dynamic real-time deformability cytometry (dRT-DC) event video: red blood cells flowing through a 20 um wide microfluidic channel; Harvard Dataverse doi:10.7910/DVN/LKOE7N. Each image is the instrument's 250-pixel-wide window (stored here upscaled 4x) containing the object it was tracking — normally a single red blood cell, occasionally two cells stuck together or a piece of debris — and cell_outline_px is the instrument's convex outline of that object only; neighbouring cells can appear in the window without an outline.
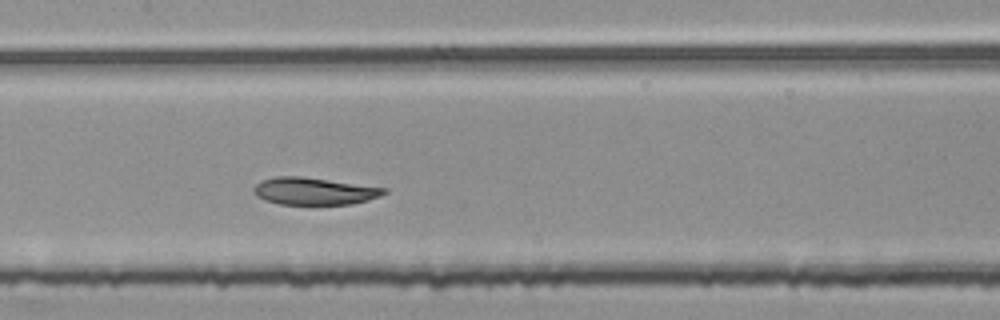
{"species": "common noctule bat (a hibernating species)", "species_latin": "Nyctalus noctula", "temperature_condition": "room temperature", "stored_images_in_passage": 43, "segment_of_instrument_passage": [2, 2], "camera_frame_rate_fps": 3000, "um_per_image_px": 0.085, "animal": {"sex": "female", "body_mass_g": 25.1}, "frame": {"image": 1, "passage_image": 20, "time_ms": 6.333, "image_size_px": [1000, 320], "cell_outline_px": [[388, 192], [380, 196], [368, 200], [352, 204], [280, 204], [256, 196], [252, 192], [252, 188], [256, 184], [264, 180], [276, 176], [300, 176], [388, 188]], "centroid_in_image_um": [26.72, 16.24], "position_along_channel_um": 180.7, "area_um2": 20.58}}
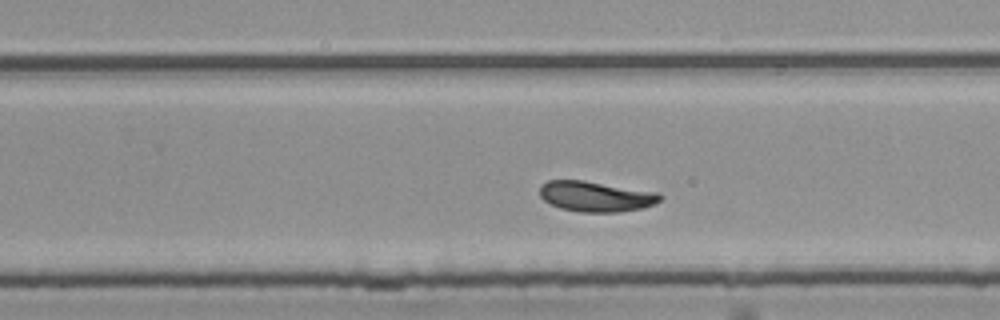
{"frame": {"image": 2, "passage_image": 28, "time_ms": 9.0, "image_size_px": [1000, 320], "cell_outline_px": [[664, 196], [660, 200], [644, 208], [620, 212], [580, 212], [560, 208], [544, 200], [540, 196], [540, 184], [548, 180], [584, 180], [660, 192]], "centroid_in_image_um": [50.67, 16.69], "position_along_channel_um": 279.1, "area_um2": 21.56}}
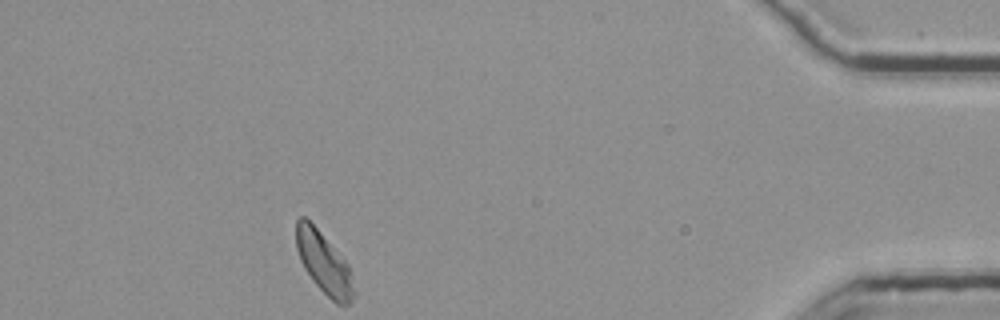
{"frame": {"image": 3, "passage_image": 43, "time_ms": 14.0, "image_size_px": [1000, 320], "cell_outline_px": [[356, 296], [348, 304], [336, 304], [312, 280], [304, 268], [300, 260], [296, 248], [296, 220], [300, 216], [304, 216], [316, 228], [348, 264]], "centroid_in_image_um": [27.52, 22.37], "position_along_channel_um": 407.7, "area_um2": 20.29}}